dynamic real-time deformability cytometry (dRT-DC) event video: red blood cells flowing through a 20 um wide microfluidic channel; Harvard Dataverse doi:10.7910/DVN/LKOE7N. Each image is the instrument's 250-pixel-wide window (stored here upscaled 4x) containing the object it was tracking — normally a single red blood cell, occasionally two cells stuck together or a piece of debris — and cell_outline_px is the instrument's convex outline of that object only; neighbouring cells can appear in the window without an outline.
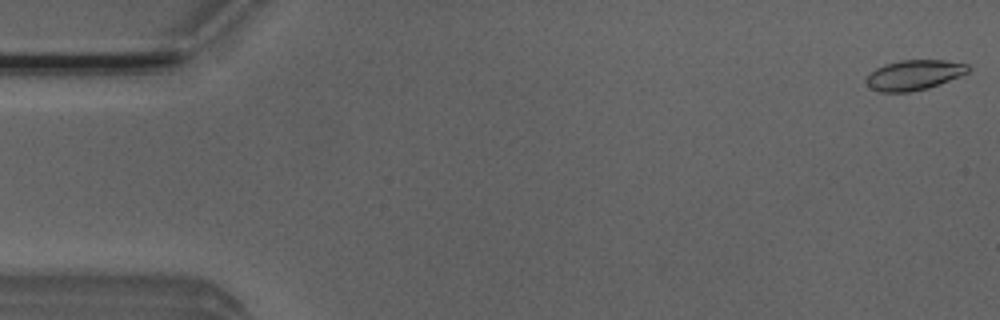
{"species": "Egyptian fruit bat (a non-hibernating species)", "species_latin": "Rousettus aegyptiacus", "temperature_condition": "room temperature", "stored_images_in_passage": 13, "camera_frame_rate_fps": 3000, "um_per_image_px": 0.085, "animal": {"sex": "male"}, "frame": {"image": 1, "passage_image": 1, "time_ms": 0.0, "image_size_px": [1000, 320], "cell_outline_px": [[972, 68], [968, 72], [960, 76], [928, 88], [908, 92], [876, 92], [864, 80], [876, 68], [884, 64], [900, 60], [944, 60], [968, 64]], "centroid_in_image_um": [77.71, 6.37], "position_along_channel_um": 7.3, "area_um2": 17.86}}